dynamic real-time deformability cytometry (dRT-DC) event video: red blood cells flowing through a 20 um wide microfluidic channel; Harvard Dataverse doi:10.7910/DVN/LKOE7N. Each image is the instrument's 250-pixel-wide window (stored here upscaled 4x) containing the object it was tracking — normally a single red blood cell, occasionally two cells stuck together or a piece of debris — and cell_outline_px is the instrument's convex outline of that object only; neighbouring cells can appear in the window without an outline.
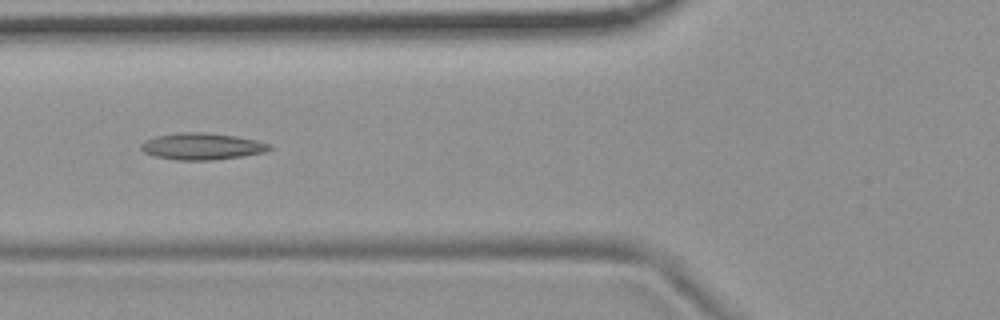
{"species": "common noctule bat (a hibernating species)", "species_latin": "Nyctalus noctula", "temperature_condition": "room temperature", "stored_images_in_passage": 5, "camera_frame_rate_fps": 3000, "um_per_image_px": 0.085, "animal": {"sex": "female", "body_mass_g": 19.9}, "frame": {"image": 1, "passage_image": 5, "time_ms": 1.333, "image_size_px": [1000, 320], "cell_outline_px": [[272, 148], [264, 152], [240, 156], [212, 160], [176, 160], [156, 156], [144, 152], [140, 148], [140, 144], [144, 140], [156, 136], [176, 132], [208, 132], [236, 136], [256, 140], [272, 144]], "centroid_in_image_um": [17.15, 12.42], "position_along_channel_um": 108.7, "area_um2": 20.06}}